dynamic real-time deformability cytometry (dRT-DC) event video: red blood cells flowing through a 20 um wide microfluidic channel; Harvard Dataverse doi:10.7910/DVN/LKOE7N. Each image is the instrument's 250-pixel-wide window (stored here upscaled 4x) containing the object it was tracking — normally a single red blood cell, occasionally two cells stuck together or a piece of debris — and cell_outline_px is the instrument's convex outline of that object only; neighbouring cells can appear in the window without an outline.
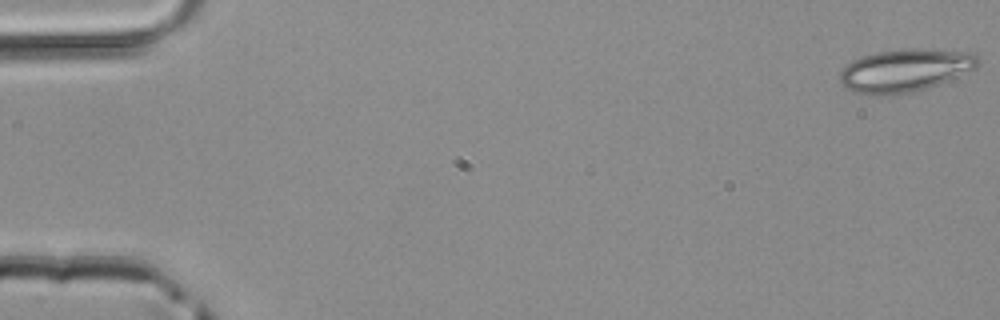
{"species": "common noctule bat (a hibernating species)", "species_latin": "Nyctalus noctula", "temperature_condition": "room temperature", "stored_images_in_passage": 48, "camera_frame_rate_fps": 3000, "um_per_image_px": 0.085, "animal": {"sex": "male", "body_mass_g": 20.4}, "frame": {"image": 1, "passage_image": 1, "time_ms": 0.0, "image_size_px": [1000, 320], "cell_outline_px": [[980, 64], [976, 68], [948, 80], [928, 88], [912, 92], [880, 96], [872, 96], [856, 92], [848, 88], [840, 80], [840, 72], [852, 60], [876, 52], [904, 48], [920, 48], [972, 52], [980, 60]], "centroid_in_image_um": [76.96, 5.97], "position_along_channel_um": 8.0, "area_um2": 34.51}}
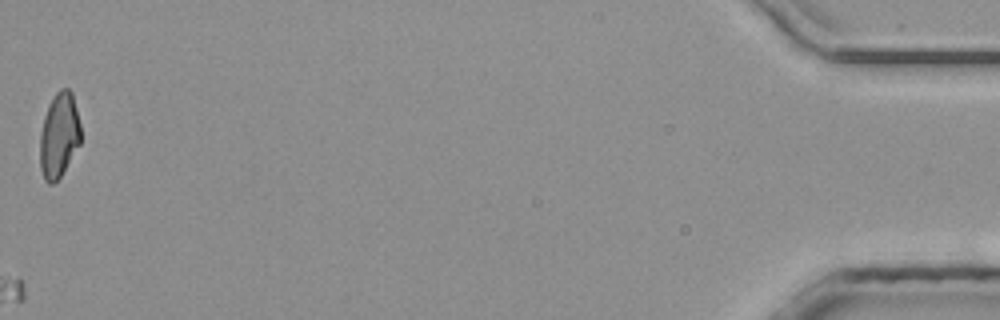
{"frame": {"image": 2, "passage_image": 48, "time_ms": 15.667, "image_size_px": [1000, 320], "cell_outline_px": [[80, 144], [60, 176], [52, 184], [48, 184], [44, 180], [40, 168], [40, 132], [44, 116], [48, 104], [56, 92], [60, 88], [68, 88], [72, 92], [80, 124]], "centroid_in_image_um": [5.0, 11.48], "position_along_channel_um": 430.2, "area_um2": 20.17}}